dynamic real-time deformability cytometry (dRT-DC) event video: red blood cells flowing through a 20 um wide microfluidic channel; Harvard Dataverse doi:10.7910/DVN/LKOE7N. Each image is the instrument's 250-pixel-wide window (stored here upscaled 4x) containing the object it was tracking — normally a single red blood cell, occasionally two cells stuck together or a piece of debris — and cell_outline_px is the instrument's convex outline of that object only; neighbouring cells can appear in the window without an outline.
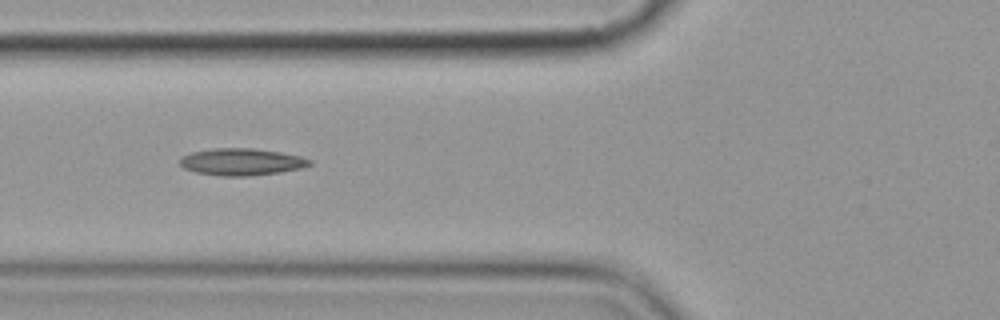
{"species": "common noctule bat (a hibernating species)", "species_latin": "Nyctalus noctula", "temperature_condition": "cold", "stored_images_in_passage": 9, "camera_frame_rate_fps": 3000, "um_per_image_px": 0.085, "animal": {"sex": "female", "body_mass_g": 19.9}, "frame": {"image": 1, "passage_image": 6, "time_ms": 5.667, "image_size_px": [1000, 320], "cell_outline_px": [[312, 164], [304, 168], [280, 172], [252, 176], [220, 176], [196, 172], [184, 168], [180, 164], [180, 160], [184, 156], [192, 152], [216, 148], [252, 148], [280, 152], [300, 156], [312, 160]], "centroid_in_image_um": [20.58, 13.77], "position_along_channel_um": 105.2, "area_um2": 20.4}}
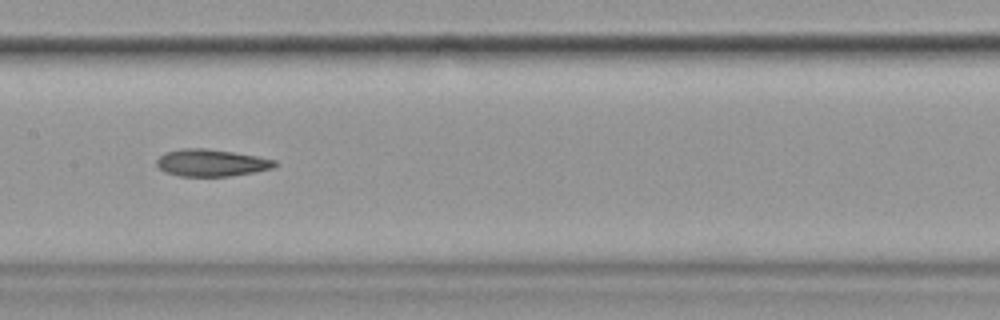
{"frame": {"image": 2, "passage_image": 8, "time_ms": 8.0, "image_size_px": [1000, 320], "cell_outline_px": [[280, 164], [272, 168], [232, 176], [180, 176], [164, 172], [156, 164], [156, 160], [164, 152], [184, 148], [208, 148], [256, 156], [276, 160]], "centroid_in_image_um": [17.95, 13.83], "position_along_channel_um": 189.4, "area_um2": 18.67}}
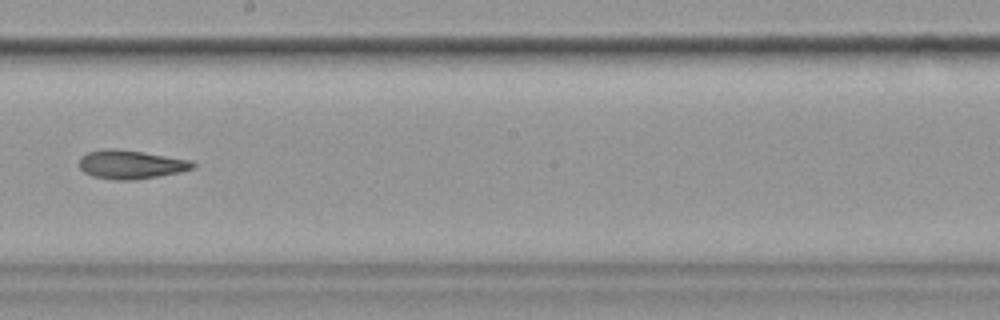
{"frame": {"image": 3, "passage_image": 9, "time_ms": 9.333, "image_size_px": [1000, 320], "cell_outline_px": [[196, 168], [180, 172], [136, 180], [116, 180], [92, 176], [84, 172], [80, 168], [80, 156], [88, 152], [104, 148], [112, 148], [144, 152], [192, 160], [196, 164]], "centroid_in_image_um": [11.15, 13.98], "position_along_channel_um": 237.1, "area_um2": 19.19}}